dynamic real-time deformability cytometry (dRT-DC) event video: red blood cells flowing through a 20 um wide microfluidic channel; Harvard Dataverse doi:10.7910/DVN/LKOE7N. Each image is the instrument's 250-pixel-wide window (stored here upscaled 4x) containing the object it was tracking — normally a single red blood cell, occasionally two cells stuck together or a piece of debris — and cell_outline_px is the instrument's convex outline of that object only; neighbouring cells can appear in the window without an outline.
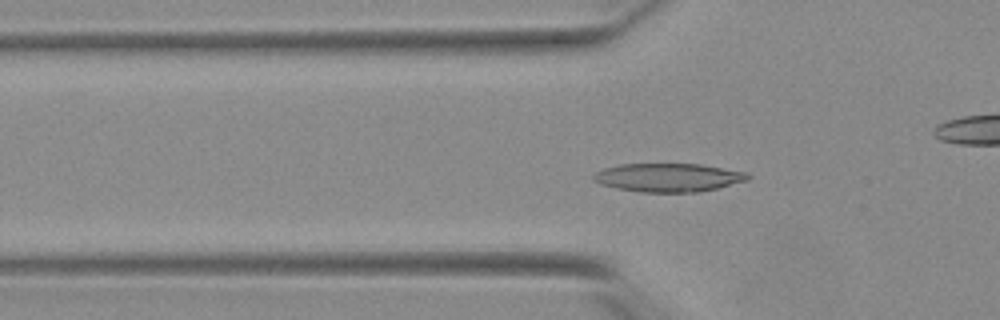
{"species": "Egyptian fruit bat (a non-hibernating species)", "species_latin": "Rousettus aegyptiacus", "temperature_condition": "warm", "stored_images_in_passage": 54, "camera_frame_rate_fps": 3000, "um_per_image_px": 0.085, "animal": {"sex": "female"}, "frame": {"image": 1, "passage_image": 16, "time_ms": 5.0, "image_size_px": [1000, 320], "cell_outline_px": [[752, 176], [748, 180], [700, 192], [640, 192], [616, 188], [600, 184], [592, 180], [592, 176], [596, 172], [604, 168], [620, 164], [700, 164], [748, 172]], "centroid_in_image_um": [56.81, 15.09], "position_along_channel_um": 69.0, "area_um2": 25.72}}
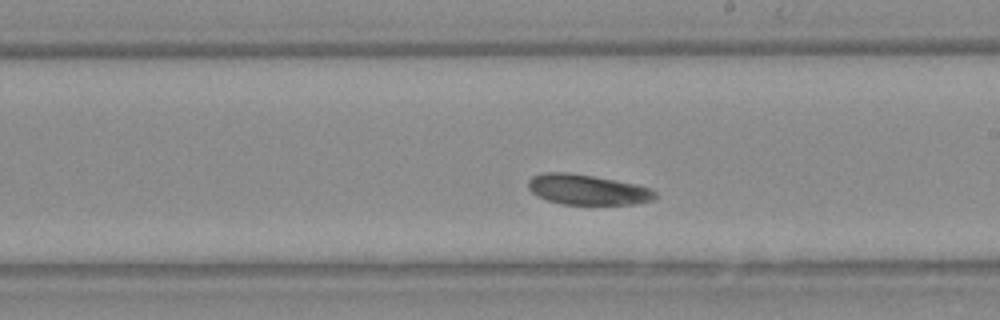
{"frame": {"image": 2, "passage_image": 30, "time_ms": 9.667, "image_size_px": [1000, 320], "cell_outline_px": [[656, 200], [632, 204], [560, 204], [536, 196], [528, 188], [528, 180], [532, 176], [544, 172], [568, 172], [616, 180], [636, 184], [652, 188], [656, 192]], "centroid_in_image_um": [49.94, 16.12], "position_along_channel_um": 239.1, "area_um2": 22.54}}
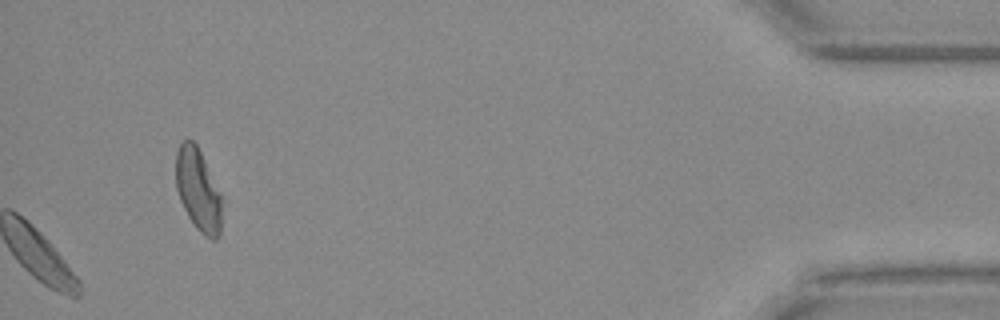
{"frame": {"image": 3, "passage_image": 54, "time_ms": 17.667, "image_size_px": [1000, 320], "cell_outline_px": [[220, 236], [216, 240], [212, 240], [204, 236], [196, 228], [188, 216], [180, 200], [176, 188], [176, 152], [180, 144], [184, 140], [192, 140], [196, 144], [204, 160], [220, 196]], "centroid_in_image_um": [16.81, 16.17], "position_along_channel_um": 418.4, "area_um2": 21.5}, "authors_computed_cell_mechanics": {"area_um2": 23.5535, "velocity_mm_per_s": 3.6687, "shape_relaxation_time_tau1_ms": 2.5559, "shape_relaxation_time_tau2_ms": null, "deformation_change_tau1": 0.0724, "deformation_change_tau2": null}}